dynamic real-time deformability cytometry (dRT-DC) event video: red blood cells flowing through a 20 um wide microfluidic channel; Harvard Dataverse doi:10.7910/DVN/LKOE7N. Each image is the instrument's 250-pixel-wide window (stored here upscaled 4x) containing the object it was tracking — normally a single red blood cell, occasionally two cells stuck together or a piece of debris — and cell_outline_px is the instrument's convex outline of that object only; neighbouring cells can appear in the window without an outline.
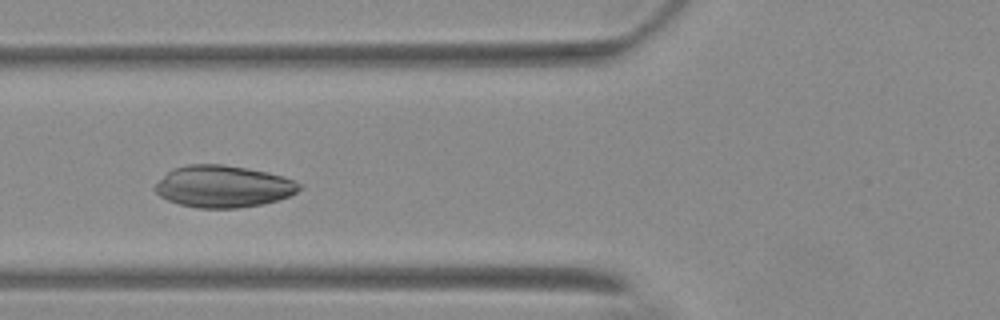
{"species": "Egyptian fruit bat (a non-hibernating species)", "species_latin": "Rousettus aegyptiacus", "temperature_condition": "warm", "stored_images_in_passage": 9, "camera_frame_rate_fps": 3000, "um_per_image_px": 0.085, "animal": {"sex": "female"}, "frame": {"image": 1, "passage_image": 8, "time_ms": 2.333, "image_size_px": [1000, 320], "cell_outline_px": [[304, 188], [292, 196], [280, 200], [264, 204], [240, 208], [192, 208], [176, 204], [160, 196], [152, 188], [172, 168], [188, 164], [224, 164], [248, 168], [268, 172], [284, 176], [296, 180], [304, 184]], "centroid_in_image_um": [19.04, 15.86], "position_along_channel_um": 106.8, "area_um2": 36.07}}